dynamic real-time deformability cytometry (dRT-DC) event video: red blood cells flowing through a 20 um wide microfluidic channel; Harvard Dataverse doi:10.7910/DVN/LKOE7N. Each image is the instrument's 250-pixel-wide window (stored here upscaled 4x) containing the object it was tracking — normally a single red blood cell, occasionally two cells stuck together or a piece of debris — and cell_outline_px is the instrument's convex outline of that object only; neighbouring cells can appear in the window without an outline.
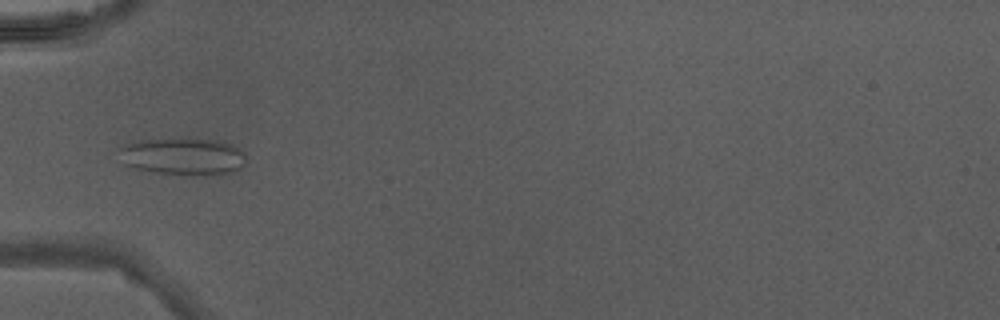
{"species": "Egyptian fruit bat (a non-hibernating species)", "species_latin": "Rousettus aegyptiacus", "temperature_condition": "warm", "stored_images_in_passage": 3, "camera_frame_rate_fps": 3000, "um_per_image_px": 0.085, "animal": {"sex": "male"}, "frame": {"image": 1, "passage_image": 1, "time_ms": 0.0, "image_size_px": [1000, 320], "cell_outline_px": [[244, 164], [240, 168], [232, 172], [220, 176], [184, 176], [156, 172], [136, 168], [124, 164], [120, 148], [128, 144], [140, 140], [224, 140], [240, 148], [244, 152]], "centroid_in_image_um": [15.66, 13.34], "position_along_channel_um": 69.3, "area_um2": 27.46}}